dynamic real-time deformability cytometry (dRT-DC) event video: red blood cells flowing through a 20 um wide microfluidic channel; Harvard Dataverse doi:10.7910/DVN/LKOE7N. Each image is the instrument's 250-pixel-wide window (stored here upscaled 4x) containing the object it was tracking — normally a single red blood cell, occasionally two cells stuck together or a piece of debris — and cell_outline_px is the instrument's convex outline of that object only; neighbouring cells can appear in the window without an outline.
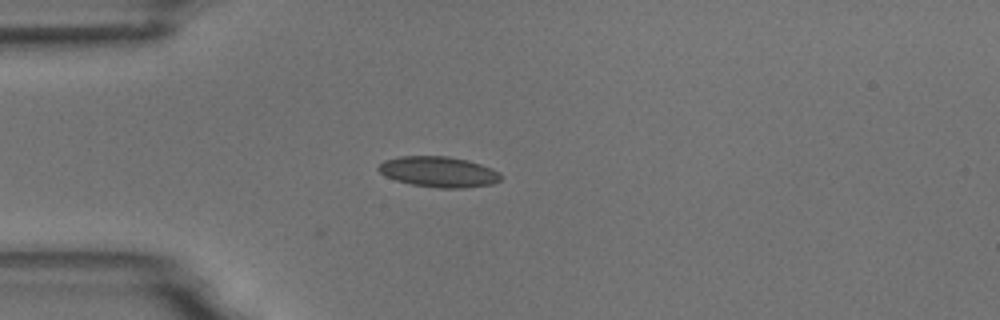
{"species": "common noctule bat (a hibernating species)", "species_latin": "Nyctalus noctula", "temperature_condition": "room temperature", "stored_images_in_passage": 3, "camera_frame_rate_fps": 3000, "um_per_image_px": 0.085, "animal": {"sex": "male", "body_mass_g": 18.8}, "frame": {"image": 1, "passage_image": 3, "time_ms": 2.0, "image_size_px": [1000, 320], "cell_outline_px": [[500, 180], [492, 184], [464, 188], [440, 188], [412, 184], [396, 180], [384, 176], [376, 168], [384, 160], [400, 156], [448, 156], [468, 160], [492, 168], [500, 172]], "centroid_in_image_um": [37.28, 14.6], "position_along_channel_um": 47.7, "area_um2": 21.85}}